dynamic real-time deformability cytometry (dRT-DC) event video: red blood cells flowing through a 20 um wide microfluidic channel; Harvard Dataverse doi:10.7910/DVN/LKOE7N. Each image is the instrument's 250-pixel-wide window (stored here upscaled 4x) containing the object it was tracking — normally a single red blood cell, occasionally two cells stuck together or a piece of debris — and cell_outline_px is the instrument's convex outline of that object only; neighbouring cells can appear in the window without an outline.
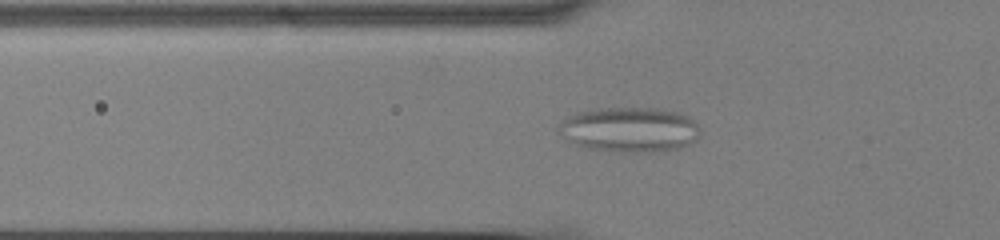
{"species": "common noctule bat (a hibernating species)", "species_latin": "Nyctalus noctula", "temperature_condition": "cold", "stored_images_in_passage": 54, "camera_frame_rate_fps": 3000, "um_per_image_px": 0.085, "animal": {"sex": "male", "body_mass_g": 13.0, "forearm_length_mm": 53.1}, "frame": {"image": 1, "passage_image": 21, "time_ms": 6.667, "image_size_px": [1000, 240], "cell_outline_px": [[700, 136], [692, 144], [680, 148], [656, 152], [620, 152], [588, 148], [576, 144], [568, 140], [560, 132], [560, 124], [568, 116], [576, 112], [600, 108], [656, 108], [676, 112], [688, 116], [700, 128]], "centroid_in_image_um": [53.57, 11.02], "position_along_channel_um": 72.2, "area_um2": 37.05}}
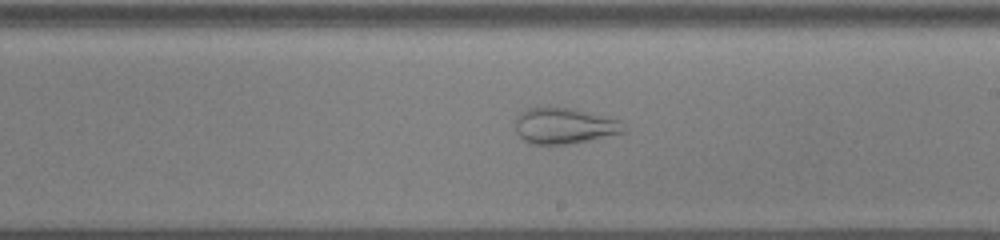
{"frame": {"image": 2, "passage_image": 35, "time_ms": 11.333, "image_size_px": [1000, 240], "cell_outline_px": [[628, 128], [624, 132], [588, 140], [568, 144], [532, 144], [524, 140], [516, 132], [516, 116], [520, 112], [528, 108], [572, 108], [620, 120]], "centroid_in_image_um": [47.97, 10.7], "position_along_channel_um": 241.0, "area_um2": 22.48}}
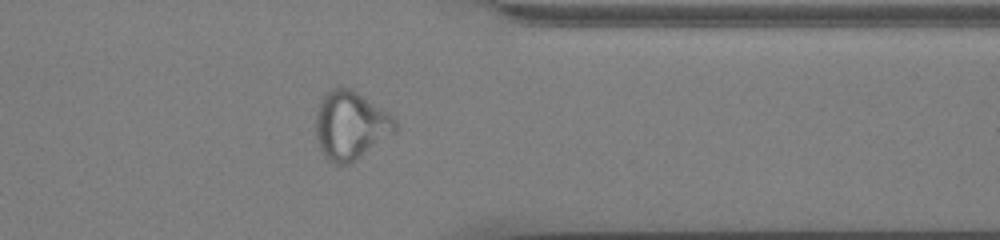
{"frame": {"image": 3, "passage_image": 47, "time_ms": 15.333, "image_size_px": [1000, 240], "cell_outline_px": [[396, 132], [356, 160], [348, 164], [336, 164], [328, 160], [324, 156], [316, 140], [316, 112], [320, 100], [324, 92], [332, 88], [352, 88], [392, 116], [396, 120]], "centroid_in_image_um": [29.77, 10.66], "position_along_channel_um": 381.6, "area_um2": 31.62}}